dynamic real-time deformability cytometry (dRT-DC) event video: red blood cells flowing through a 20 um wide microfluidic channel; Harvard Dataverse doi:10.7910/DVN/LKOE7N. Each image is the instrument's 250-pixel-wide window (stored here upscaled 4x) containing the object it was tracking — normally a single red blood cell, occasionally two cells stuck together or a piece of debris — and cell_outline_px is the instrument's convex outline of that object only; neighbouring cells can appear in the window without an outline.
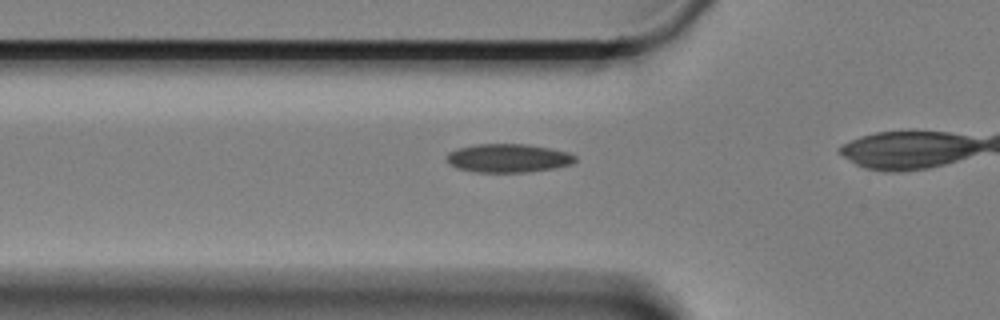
{"species": "Egyptian fruit bat (a non-hibernating species)", "species_latin": "Rousettus aegyptiacus", "temperature_condition": "cold", "stored_images_in_passage": 40, "camera_frame_rate_fps": 3000, "um_per_image_px": 0.085, "animal": {"sex": "female"}, "frame": {"image": 1, "passage_image": 13, "time_ms": 4.0, "image_size_px": [1000, 320], "cell_outline_px": [[576, 160], [572, 164], [552, 168], [528, 172], [476, 172], [456, 168], [448, 164], [448, 152], [456, 148], [476, 144], [528, 144], [568, 152], [576, 156]], "centroid_in_image_um": [43.17, 13.44], "position_along_channel_um": 82.6, "area_um2": 21.39}}
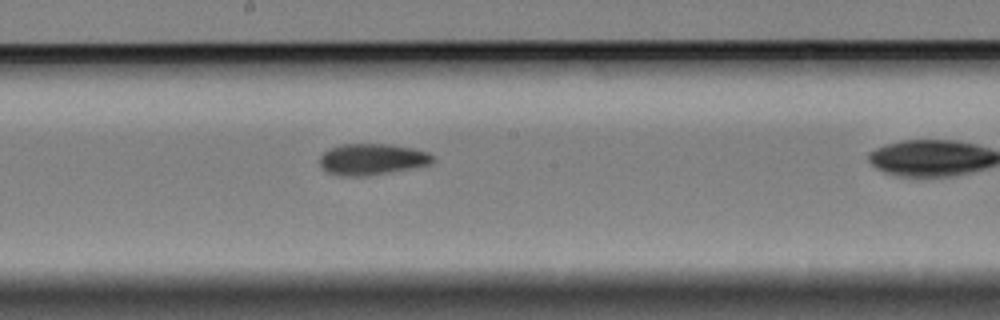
{"frame": {"image": 2, "passage_image": 25, "time_ms": 8.0, "image_size_px": [1000, 320], "cell_outline_px": [[436, 160], [432, 164], [416, 168], [368, 176], [336, 176], [324, 172], [320, 164], [320, 156], [328, 148], [340, 144], [392, 144], [412, 148], [428, 152]], "centroid_in_image_um": [31.62, 13.55], "position_along_channel_um": 216.6, "area_um2": 21.15}}
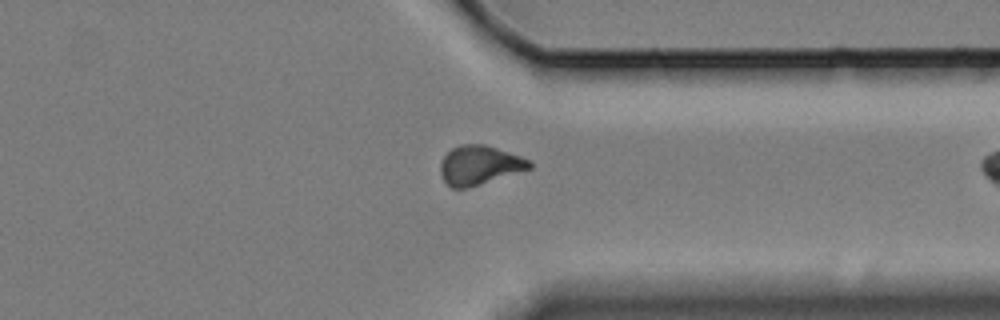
{"frame": {"image": 3, "passage_image": 39, "time_ms": 12.667, "image_size_px": [1000, 320], "cell_outline_px": [[532, 168], [464, 188], [452, 188], [440, 176], [440, 160], [452, 148], [460, 144], [484, 144], [520, 156], [528, 160], [532, 164]], "centroid_in_image_um": [40.71, 14.02], "position_along_channel_um": 370.7, "area_um2": 19.94}}